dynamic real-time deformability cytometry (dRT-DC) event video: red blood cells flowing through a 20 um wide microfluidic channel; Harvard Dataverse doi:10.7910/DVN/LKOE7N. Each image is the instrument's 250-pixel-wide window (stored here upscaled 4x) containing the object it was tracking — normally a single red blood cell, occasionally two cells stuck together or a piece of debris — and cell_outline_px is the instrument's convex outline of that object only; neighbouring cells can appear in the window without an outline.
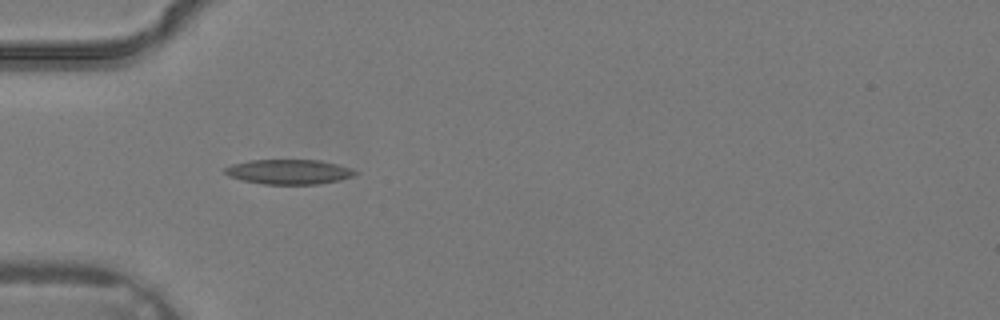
{"species": "common noctule bat (a hibernating species)", "species_latin": "Nyctalus noctula", "temperature_condition": "warm", "stored_images_in_passage": 1, "camera_frame_rate_fps": 3000, "um_per_image_px": 0.085, "animal": {"sex": "male", "body_mass_g": 19.2, "forearm_length_mm": 51.8}, "frame": {"image": 1, "passage_image": 1, "time_ms": 0.0, "image_size_px": [1000, 320], "cell_outline_px": [[360, 172], [352, 176], [340, 180], [316, 184], [264, 184], [240, 180], [228, 176], [224, 172], [224, 168], [232, 164], [248, 160], [320, 160], [352, 168]], "centroid_in_image_um": [24.54, 14.6], "position_along_channel_um": 60.5, "area_um2": 18.9}}